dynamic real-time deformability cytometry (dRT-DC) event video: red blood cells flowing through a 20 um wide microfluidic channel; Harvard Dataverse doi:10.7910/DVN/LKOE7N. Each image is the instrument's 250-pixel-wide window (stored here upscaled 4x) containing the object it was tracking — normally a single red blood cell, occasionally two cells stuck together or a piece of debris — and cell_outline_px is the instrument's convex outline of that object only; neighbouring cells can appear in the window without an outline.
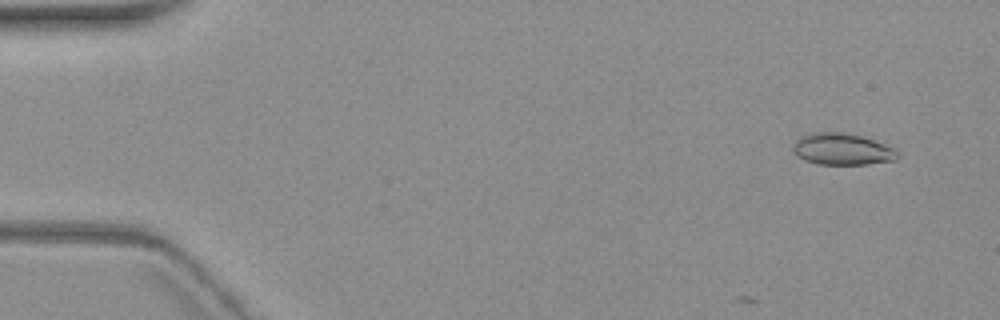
{"species": "common noctule bat (a hibernating species)", "species_latin": "Nyctalus noctula", "temperature_condition": "warm", "stored_images_in_passage": 5, "camera_frame_rate_fps": 3000, "um_per_image_px": 0.085, "animal": {"sex": "female", "body_mass_g": 19.3, "forearm_length_mm": 54.1}, "frame": {"image": 1, "passage_image": 1, "time_ms": 0.0, "image_size_px": [1000, 320], "cell_outline_px": [[900, 156], [896, 160], [868, 164], [816, 164], [804, 160], [792, 148], [796, 140], [800, 136], [812, 132], [840, 132], [860, 136], [872, 140], [892, 148]], "centroid_in_image_um": [71.56, 12.68], "position_along_channel_um": 13.4, "area_um2": 18.96}}
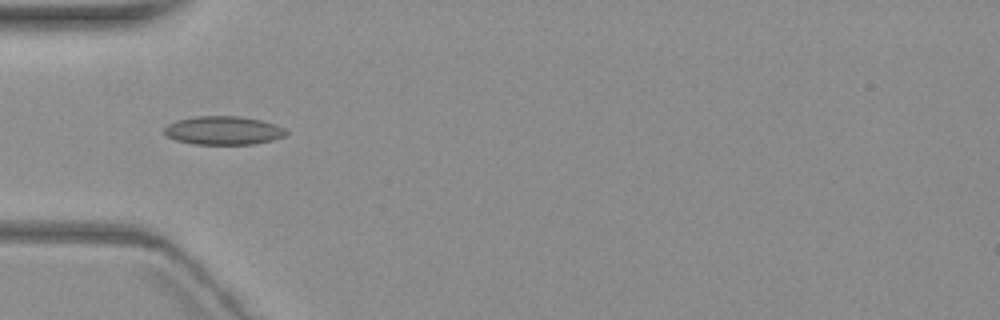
{"frame": {"image": 2, "passage_image": 5, "time_ms": 5.0, "image_size_px": [1000, 320], "cell_outline_px": [[288, 132], [284, 136], [272, 140], [252, 144], [192, 144], [176, 140], [168, 136], [164, 132], [164, 128], [168, 124], [176, 120], [196, 116], [240, 116], [260, 120], [284, 128]], "centroid_in_image_um": [18.96, 11.09], "position_along_channel_um": 66.0, "area_um2": 20.11}}